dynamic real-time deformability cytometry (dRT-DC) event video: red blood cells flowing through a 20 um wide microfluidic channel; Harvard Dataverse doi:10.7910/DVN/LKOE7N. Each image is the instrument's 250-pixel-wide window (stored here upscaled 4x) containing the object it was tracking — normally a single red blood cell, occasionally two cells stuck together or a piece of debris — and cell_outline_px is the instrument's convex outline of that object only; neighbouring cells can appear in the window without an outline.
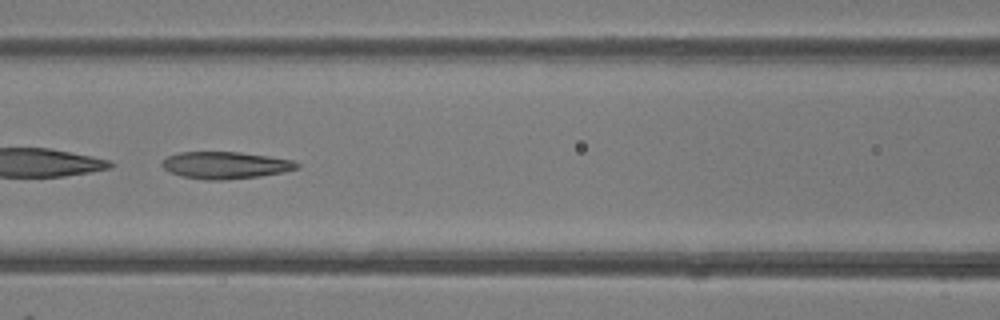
{"species": "common noctule bat (a hibernating species)", "species_latin": "Nyctalus noctula", "temperature_condition": "room temperature", "stored_images_in_passage": 46, "camera_frame_rate_fps": 3000, "um_per_image_px": 0.085, "animal": {"sex": "female"}, "frame": {"image": 1, "passage_image": 20, "time_ms": 6.333, "image_size_px": [1000, 320], "cell_outline_px": [[300, 168], [284, 172], [260, 176], [224, 180], [204, 180], [184, 176], [172, 172], [164, 168], [160, 164], [168, 156], [180, 152], [240, 152], [268, 156], [292, 160], [300, 164]], "centroid_in_image_um": [19.2, 14.04], "position_along_channel_um": 147.4, "area_um2": 21.15}, "authors_computed_cell_mechanics": {"area_um2": 23.9292, "velocity_mm_per_s": 4.2353, "shape_relaxation_time_tau1_ms": null, "shape_relaxation_time_tau2_ms": 2.5494, "deformation_change_tau1": null, "deformation_change_tau2": 0.1234}}